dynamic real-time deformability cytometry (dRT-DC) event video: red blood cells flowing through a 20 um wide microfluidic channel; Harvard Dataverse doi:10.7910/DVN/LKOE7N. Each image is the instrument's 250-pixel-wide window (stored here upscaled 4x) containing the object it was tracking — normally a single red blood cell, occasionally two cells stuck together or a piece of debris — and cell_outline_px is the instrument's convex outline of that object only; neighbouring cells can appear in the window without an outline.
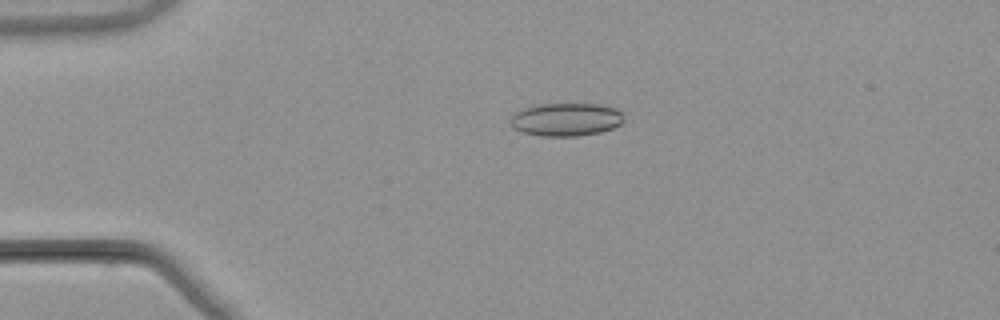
{"species": "common noctule bat (a hibernating species)", "species_latin": "Nyctalus noctula", "temperature_condition": "warm", "stored_images_in_passage": 42, "camera_frame_rate_fps": 3000, "um_per_image_px": 0.085, "animal": {"sex": "male", "body_mass_g": 21.5, "forearm_length_mm": 52.0}, "frame": {"image": 1, "passage_image": 1, "time_ms": 0.0, "image_size_px": [1000, 320], "cell_outline_px": [[624, 120], [620, 124], [612, 128], [600, 132], [576, 136], [540, 136], [524, 132], [512, 128], [508, 120], [512, 112], [524, 108], [540, 104], [600, 104], [616, 108], [624, 112]], "centroid_in_image_um": [48.09, 10.15], "position_along_channel_um": 36.9, "area_um2": 22.2}}
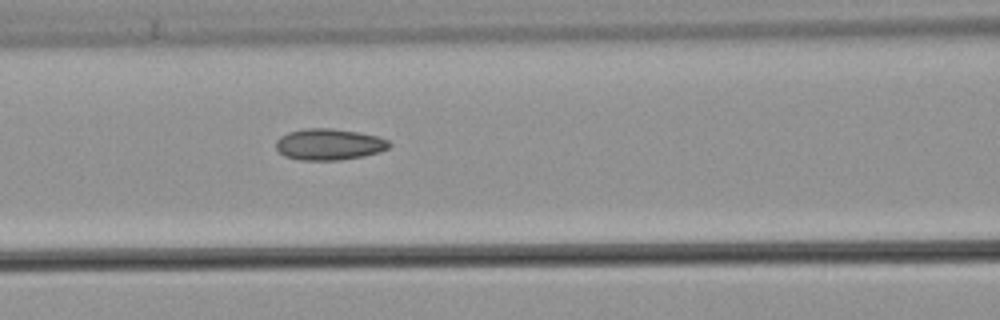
{"frame": {"image": 2, "passage_image": 12, "time_ms": 3.667, "image_size_px": [1000, 320], "cell_outline_px": [[392, 144], [388, 148], [380, 152], [364, 156], [340, 160], [300, 160], [284, 156], [276, 148], [276, 140], [280, 136], [288, 132], [308, 128], [332, 128], [360, 132], [380, 136], [388, 140]], "centroid_in_image_um": [28.0, 12.27], "position_along_channel_um": 138.6, "area_um2": 20.92}}
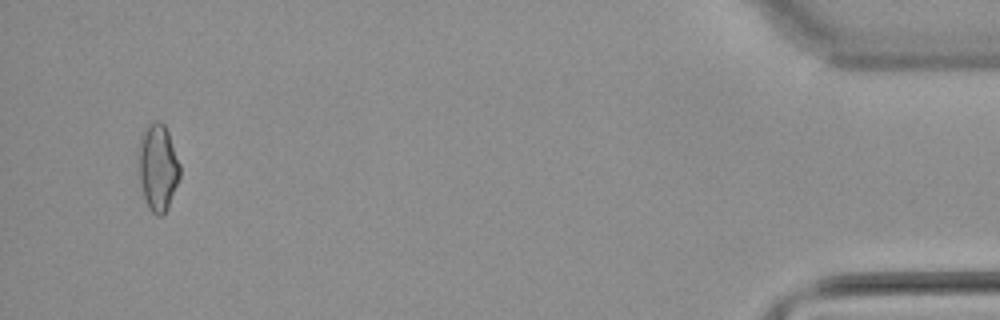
{"frame": {"image": 3, "passage_image": 40, "time_ms": 13.0, "image_size_px": [1000, 320], "cell_outline_px": [[180, 176], [168, 208], [160, 216], [156, 216], [148, 208], [140, 184], [136, 148], [140, 136], [144, 128], [148, 124], [156, 120], [160, 120], [164, 124], [168, 132], [180, 164]], "centroid_in_image_um": [13.38, 14.19], "position_along_channel_um": 421.8, "area_um2": 21.39}, "authors_computed_cell_mechanics": {"area_um2": 19.7676, "velocity_mm_per_s": 3.8728, "shape_relaxation_time_tau1_ms": null, "shape_relaxation_time_tau2_ms": 3.5611, "deformation_change_tau1": null, "deformation_change_tau2": 0.1088}}